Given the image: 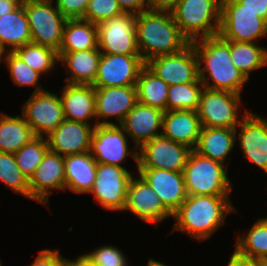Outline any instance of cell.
Masks as SVG:
<instances>
[{
  "mask_svg": "<svg viewBox=\"0 0 267 266\" xmlns=\"http://www.w3.org/2000/svg\"><path fill=\"white\" fill-rule=\"evenodd\" d=\"M191 43L198 57L199 79L204 88L240 94L242 87L249 80L231 61L230 40L216 35L203 37Z\"/></svg>",
  "mask_w": 267,
  "mask_h": 266,
  "instance_id": "cell-1",
  "label": "cell"
},
{
  "mask_svg": "<svg viewBox=\"0 0 267 266\" xmlns=\"http://www.w3.org/2000/svg\"><path fill=\"white\" fill-rule=\"evenodd\" d=\"M230 195H188L172 214L176 219L173 231L179 230L201 241L210 238L235 211Z\"/></svg>",
  "mask_w": 267,
  "mask_h": 266,
  "instance_id": "cell-2",
  "label": "cell"
},
{
  "mask_svg": "<svg viewBox=\"0 0 267 266\" xmlns=\"http://www.w3.org/2000/svg\"><path fill=\"white\" fill-rule=\"evenodd\" d=\"M135 30L144 63L158 56L179 52L190 43L169 11L148 9L141 12L136 15Z\"/></svg>",
  "mask_w": 267,
  "mask_h": 266,
  "instance_id": "cell-3",
  "label": "cell"
},
{
  "mask_svg": "<svg viewBox=\"0 0 267 266\" xmlns=\"http://www.w3.org/2000/svg\"><path fill=\"white\" fill-rule=\"evenodd\" d=\"M222 0H180L171 11L181 33L189 40L219 33ZM213 22V23H212Z\"/></svg>",
  "mask_w": 267,
  "mask_h": 266,
  "instance_id": "cell-4",
  "label": "cell"
},
{
  "mask_svg": "<svg viewBox=\"0 0 267 266\" xmlns=\"http://www.w3.org/2000/svg\"><path fill=\"white\" fill-rule=\"evenodd\" d=\"M224 167L193 149L183 169L187 195H230L232 183Z\"/></svg>",
  "mask_w": 267,
  "mask_h": 266,
  "instance_id": "cell-5",
  "label": "cell"
},
{
  "mask_svg": "<svg viewBox=\"0 0 267 266\" xmlns=\"http://www.w3.org/2000/svg\"><path fill=\"white\" fill-rule=\"evenodd\" d=\"M54 0H25L31 43L59 52L63 28L67 18L59 11Z\"/></svg>",
  "mask_w": 267,
  "mask_h": 266,
  "instance_id": "cell-6",
  "label": "cell"
},
{
  "mask_svg": "<svg viewBox=\"0 0 267 266\" xmlns=\"http://www.w3.org/2000/svg\"><path fill=\"white\" fill-rule=\"evenodd\" d=\"M218 35L224 40L256 43L267 36V21L238 0H222Z\"/></svg>",
  "mask_w": 267,
  "mask_h": 266,
  "instance_id": "cell-7",
  "label": "cell"
},
{
  "mask_svg": "<svg viewBox=\"0 0 267 266\" xmlns=\"http://www.w3.org/2000/svg\"><path fill=\"white\" fill-rule=\"evenodd\" d=\"M240 101L241 94L204 88L197 109L202 126L236 129Z\"/></svg>",
  "mask_w": 267,
  "mask_h": 266,
  "instance_id": "cell-8",
  "label": "cell"
},
{
  "mask_svg": "<svg viewBox=\"0 0 267 266\" xmlns=\"http://www.w3.org/2000/svg\"><path fill=\"white\" fill-rule=\"evenodd\" d=\"M136 15L122 13L97 25L102 54L140 55L135 30Z\"/></svg>",
  "mask_w": 267,
  "mask_h": 266,
  "instance_id": "cell-9",
  "label": "cell"
},
{
  "mask_svg": "<svg viewBox=\"0 0 267 266\" xmlns=\"http://www.w3.org/2000/svg\"><path fill=\"white\" fill-rule=\"evenodd\" d=\"M192 150L184 144L159 135L138 148L137 168L183 172Z\"/></svg>",
  "mask_w": 267,
  "mask_h": 266,
  "instance_id": "cell-10",
  "label": "cell"
},
{
  "mask_svg": "<svg viewBox=\"0 0 267 266\" xmlns=\"http://www.w3.org/2000/svg\"><path fill=\"white\" fill-rule=\"evenodd\" d=\"M125 135L120 125H96L90 139L89 153L101 164L123 167L121 163L128 154L138 163V148L129 149Z\"/></svg>",
  "mask_w": 267,
  "mask_h": 266,
  "instance_id": "cell-11",
  "label": "cell"
},
{
  "mask_svg": "<svg viewBox=\"0 0 267 266\" xmlns=\"http://www.w3.org/2000/svg\"><path fill=\"white\" fill-rule=\"evenodd\" d=\"M145 65L169 86L201 82L198 57L191 42L179 52L155 57Z\"/></svg>",
  "mask_w": 267,
  "mask_h": 266,
  "instance_id": "cell-12",
  "label": "cell"
},
{
  "mask_svg": "<svg viewBox=\"0 0 267 266\" xmlns=\"http://www.w3.org/2000/svg\"><path fill=\"white\" fill-rule=\"evenodd\" d=\"M132 173L124 167L97 164L96 178L89 193L107 210H124Z\"/></svg>",
  "mask_w": 267,
  "mask_h": 266,
  "instance_id": "cell-13",
  "label": "cell"
},
{
  "mask_svg": "<svg viewBox=\"0 0 267 266\" xmlns=\"http://www.w3.org/2000/svg\"><path fill=\"white\" fill-rule=\"evenodd\" d=\"M22 110L26 122L39 137L48 136L65 119L61 98L47 90L33 92Z\"/></svg>",
  "mask_w": 267,
  "mask_h": 266,
  "instance_id": "cell-14",
  "label": "cell"
},
{
  "mask_svg": "<svg viewBox=\"0 0 267 266\" xmlns=\"http://www.w3.org/2000/svg\"><path fill=\"white\" fill-rule=\"evenodd\" d=\"M145 65L140 55L102 54L94 88L135 86Z\"/></svg>",
  "mask_w": 267,
  "mask_h": 266,
  "instance_id": "cell-15",
  "label": "cell"
},
{
  "mask_svg": "<svg viewBox=\"0 0 267 266\" xmlns=\"http://www.w3.org/2000/svg\"><path fill=\"white\" fill-rule=\"evenodd\" d=\"M240 133L236 138L240 143L244 157L267 173V117L245 110L242 114Z\"/></svg>",
  "mask_w": 267,
  "mask_h": 266,
  "instance_id": "cell-16",
  "label": "cell"
},
{
  "mask_svg": "<svg viewBox=\"0 0 267 266\" xmlns=\"http://www.w3.org/2000/svg\"><path fill=\"white\" fill-rule=\"evenodd\" d=\"M53 188L65 191L64 157L49 149L29 179L30 199L48 206Z\"/></svg>",
  "mask_w": 267,
  "mask_h": 266,
  "instance_id": "cell-17",
  "label": "cell"
},
{
  "mask_svg": "<svg viewBox=\"0 0 267 266\" xmlns=\"http://www.w3.org/2000/svg\"><path fill=\"white\" fill-rule=\"evenodd\" d=\"M124 210L132 212L147 223H157L172 216L156 192L140 175L139 178L130 179Z\"/></svg>",
  "mask_w": 267,
  "mask_h": 266,
  "instance_id": "cell-18",
  "label": "cell"
},
{
  "mask_svg": "<svg viewBox=\"0 0 267 266\" xmlns=\"http://www.w3.org/2000/svg\"><path fill=\"white\" fill-rule=\"evenodd\" d=\"M95 95V126L115 125L113 122L105 121L109 117H116L115 120L120 125L127 113L138 102L136 86L95 88ZM100 118L104 120L100 121Z\"/></svg>",
  "mask_w": 267,
  "mask_h": 266,
  "instance_id": "cell-19",
  "label": "cell"
},
{
  "mask_svg": "<svg viewBox=\"0 0 267 266\" xmlns=\"http://www.w3.org/2000/svg\"><path fill=\"white\" fill-rule=\"evenodd\" d=\"M138 174L150 185L163 206L173 214L187 198L183 172L138 168Z\"/></svg>",
  "mask_w": 267,
  "mask_h": 266,
  "instance_id": "cell-20",
  "label": "cell"
},
{
  "mask_svg": "<svg viewBox=\"0 0 267 266\" xmlns=\"http://www.w3.org/2000/svg\"><path fill=\"white\" fill-rule=\"evenodd\" d=\"M64 119L47 137L48 147L63 157L89 151L95 125Z\"/></svg>",
  "mask_w": 267,
  "mask_h": 266,
  "instance_id": "cell-21",
  "label": "cell"
},
{
  "mask_svg": "<svg viewBox=\"0 0 267 266\" xmlns=\"http://www.w3.org/2000/svg\"><path fill=\"white\" fill-rule=\"evenodd\" d=\"M164 111L137 102L127 113L120 126L139 148L142 144L161 135Z\"/></svg>",
  "mask_w": 267,
  "mask_h": 266,
  "instance_id": "cell-22",
  "label": "cell"
},
{
  "mask_svg": "<svg viewBox=\"0 0 267 266\" xmlns=\"http://www.w3.org/2000/svg\"><path fill=\"white\" fill-rule=\"evenodd\" d=\"M202 124L197 111L171 110L165 111L162 120L161 135L174 142L195 149L201 133Z\"/></svg>",
  "mask_w": 267,
  "mask_h": 266,
  "instance_id": "cell-23",
  "label": "cell"
},
{
  "mask_svg": "<svg viewBox=\"0 0 267 266\" xmlns=\"http://www.w3.org/2000/svg\"><path fill=\"white\" fill-rule=\"evenodd\" d=\"M60 98L65 119L86 124L96 119V95L92 85L66 83Z\"/></svg>",
  "mask_w": 267,
  "mask_h": 266,
  "instance_id": "cell-24",
  "label": "cell"
},
{
  "mask_svg": "<svg viewBox=\"0 0 267 266\" xmlns=\"http://www.w3.org/2000/svg\"><path fill=\"white\" fill-rule=\"evenodd\" d=\"M101 55L99 48L75 52H58L59 62H62L63 66H66V71L71 74L66 78V83L93 85Z\"/></svg>",
  "mask_w": 267,
  "mask_h": 266,
  "instance_id": "cell-25",
  "label": "cell"
},
{
  "mask_svg": "<svg viewBox=\"0 0 267 266\" xmlns=\"http://www.w3.org/2000/svg\"><path fill=\"white\" fill-rule=\"evenodd\" d=\"M97 162L89 151L64 157L65 190L89 193L96 178Z\"/></svg>",
  "mask_w": 267,
  "mask_h": 266,
  "instance_id": "cell-26",
  "label": "cell"
},
{
  "mask_svg": "<svg viewBox=\"0 0 267 266\" xmlns=\"http://www.w3.org/2000/svg\"><path fill=\"white\" fill-rule=\"evenodd\" d=\"M31 43V33L24 2L14 11L0 15V51L14 52L17 48Z\"/></svg>",
  "mask_w": 267,
  "mask_h": 266,
  "instance_id": "cell-27",
  "label": "cell"
},
{
  "mask_svg": "<svg viewBox=\"0 0 267 266\" xmlns=\"http://www.w3.org/2000/svg\"><path fill=\"white\" fill-rule=\"evenodd\" d=\"M237 128H218L202 126L196 148L200 155L225 163L228 154L233 151L236 142Z\"/></svg>",
  "mask_w": 267,
  "mask_h": 266,
  "instance_id": "cell-28",
  "label": "cell"
},
{
  "mask_svg": "<svg viewBox=\"0 0 267 266\" xmlns=\"http://www.w3.org/2000/svg\"><path fill=\"white\" fill-rule=\"evenodd\" d=\"M98 48L97 25L88 20L67 19L59 52H75Z\"/></svg>",
  "mask_w": 267,
  "mask_h": 266,
  "instance_id": "cell-29",
  "label": "cell"
},
{
  "mask_svg": "<svg viewBox=\"0 0 267 266\" xmlns=\"http://www.w3.org/2000/svg\"><path fill=\"white\" fill-rule=\"evenodd\" d=\"M35 137L23 115L0 114V152L14 154Z\"/></svg>",
  "mask_w": 267,
  "mask_h": 266,
  "instance_id": "cell-30",
  "label": "cell"
},
{
  "mask_svg": "<svg viewBox=\"0 0 267 266\" xmlns=\"http://www.w3.org/2000/svg\"><path fill=\"white\" fill-rule=\"evenodd\" d=\"M135 86L138 102L164 112L166 111L169 85L146 65L141 68Z\"/></svg>",
  "mask_w": 267,
  "mask_h": 266,
  "instance_id": "cell-31",
  "label": "cell"
},
{
  "mask_svg": "<svg viewBox=\"0 0 267 266\" xmlns=\"http://www.w3.org/2000/svg\"><path fill=\"white\" fill-rule=\"evenodd\" d=\"M231 61L249 80L250 72L267 66V49L251 42L230 40Z\"/></svg>",
  "mask_w": 267,
  "mask_h": 266,
  "instance_id": "cell-32",
  "label": "cell"
},
{
  "mask_svg": "<svg viewBox=\"0 0 267 266\" xmlns=\"http://www.w3.org/2000/svg\"><path fill=\"white\" fill-rule=\"evenodd\" d=\"M235 252L244 258H267V218L257 220L248 234L238 235Z\"/></svg>",
  "mask_w": 267,
  "mask_h": 266,
  "instance_id": "cell-33",
  "label": "cell"
},
{
  "mask_svg": "<svg viewBox=\"0 0 267 266\" xmlns=\"http://www.w3.org/2000/svg\"><path fill=\"white\" fill-rule=\"evenodd\" d=\"M14 52L41 76L51 72L59 62L57 51L34 43L25 44Z\"/></svg>",
  "mask_w": 267,
  "mask_h": 266,
  "instance_id": "cell-34",
  "label": "cell"
},
{
  "mask_svg": "<svg viewBox=\"0 0 267 266\" xmlns=\"http://www.w3.org/2000/svg\"><path fill=\"white\" fill-rule=\"evenodd\" d=\"M203 89L202 82L169 86L166 111L182 109L197 111Z\"/></svg>",
  "mask_w": 267,
  "mask_h": 266,
  "instance_id": "cell-35",
  "label": "cell"
},
{
  "mask_svg": "<svg viewBox=\"0 0 267 266\" xmlns=\"http://www.w3.org/2000/svg\"><path fill=\"white\" fill-rule=\"evenodd\" d=\"M49 150L47 139L36 136L20 150L14 153V157L20 171L28 178L33 175L36 168Z\"/></svg>",
  "mask_w": 267,
  "mask_h": 266,
  "instance_id": "cell-36",
  "label": "cell"
},
{
  "mask_svg": "<svg viewBox=\"0 0 267 266\" xmlns=\"http://www.w3.org/2000/svg\"><path fill=\"white\" fill-rule=\"evenodd\" d=\"M0 181L30 199L29 180L17 166L13 153L0 152Z\"/></svg>",
  "mask_w": 267,
  "mask_h": 266,
  "instance_id": "cell-37",
  "label": "cell"
},
{
  "mask_svg": "<svg viewBox=\"0 0 267 266\" xmlns=\"http://www.w3.org/2000/svg\"><path fill=\"white\" fill-rule=\"evenodd\" d=\"M6 53V54H5ZM3 57L4 60H3ZM2 61L10 71L12 80L18 86H36L34 93L45 90L38 83L40 74L26 64L15 52L6 51L2 53Z\"/></svg>",
  "mask_w": 267,
  "mask_h": 266,
  "instance_id": "cell-38",
  "label": "cell"
},
{
  "mask_svg": "<svg viewBox=\"0 0 267 266\" xmlns=\"http://www.w3.org/2000/svg\"><path fill=\"white\" fill-rule=\"evenodd\" d=\"M122 13L123 11L119 7L117 0H90L82 19L98 25L104 20Z\"/></svg>",
  "mask_w": 267,
  "mask_h": 266,
  "instance_id": "cell-39",
  "label": "cell"
},
{
  "mask_svg": "<svg viewBox=\"0 0 267 266\" xmlns=\"http://www.w3.org/2000/svg\"><path fill=\"white\" fill-rule=\"evenodd\" d=\"M84 256L96 266H128L123 252L112 245L102 246Z\"/></svg>",
  "mask_w": 267,
  "mask_h": 266,
  "instance_id": "cell-40",
  "label": "cell"
},
{
  "mask_svg": "<svg viewBox=\"0 0 267 266\" xmlns=\"http://www.w3.org/2000/svg\"><path fill=\"white\" fill-rule=\"evenodd\" d=\"M90 0H55L59 11L67 19L83 18Z\"/></svg>",
  "mask_w": 267,
  "mask_h": 266,
  "instance_id": "cell-41",
  "label": "cell"
},
{
  "mask_svg": "<svg viewBox=\"0 0 267 266\" xmlns=\"http://www.w3.org/2000/svg\"><path fill=\"white\" fill-rule=\"evenodd\" d=\"M35 261L29 266H66V258L60 254L58 249H43Z\"/></svg>",
  "mask_w": 267,
  "mask_h": 266,
  "instance_id": "cell-42",
  "label": "cell"
},
{
  "mask_svg": "<svg viewBox=\"0 0 267 266\" xmlns=\"http://www.w3.org/2000/svg\"><path fill=\"white\" fill-rule=\"evenodd\" d=\"M117 2L124 13L138 15L149 9L148 0H117Z\"/></svg>",
  "mask_w": 267,
  "mask_h": 266,
  "instance_id": "cell-43",
  "label": "cell"
},
{
  "mask_svg": "<svg viewBox=\"0 0 267 266\" xmlns=\"http://www.w3.org/2000/svg\"><path fill=\"white\" fill-rule=\"evenodd\" d=\"M243 8L249 9L267 21V0H238Z\"/></svg>",
  "mask_w": 267,
  "mask_h": 266,
  "instance_id": "cell-44",
  "label": "cell"
},
{
  "mask_svg": "<svg viewBox=\"0 0 267 266\" xmlns=\"http://www.w3.org/2000/svg\"><path fill=\"white\" fill-rule=\"evenodd\" d=\"M180 0H148L149 10L171 12Z\"/></svg>",
  "mask_w": 267,
  "mask_h": 266,
  "instance_id": "cell-45",
  "label": "cell"
},
{
  "mask_svg": "<svg viewBox=\"0 0 267 266\" xmlns=\"http://www.w3.org/2000/svg\"><path fill=\"white\" fill-rule=\"evenodd\" d=\"M227 266H253V259L241 257L234 251Z\"/></svg>",
  "mask_w": 267,
  "mask_h": 266,
  "instance_id": "cell-46",
  "label": "cell"
},
{
  "mask_svg": "<svg viewBox=\"0 0 267 266\" xmlns=\"http://www.w3.org/2000/svg\"><path fill=\"white\" fill-rule=\"evenodd\" d=\"M20 4L19 0H0V15L14 11Z\"/></svg>",
  "mask_w": 267,
  "mask_h": 266,
  "instance_id": "cell-47",
  "label": "cell"
},
{
  "mask_svg": "<svg viewBox=\"0 0 267 266\" xmlns=\"http://www.w3.org/2000/svg\"><path fill=\"white\" fill-rule=\"evenodd\" d=\"M66 266H96L84 255L78 256L75 260L66 259Z\"/></svg>",
  "mask_w": 267,
  "mask_h": 266,
  "instance_id": "cell-48",
  "label": "cell"
},
{
  "mask_svg": "<svg viewBox=\"0 0 267 266\" xmlns=\"http://www.w3.org/2000/svg\"><path fill=\"white\" fill-rule=\"evenodd\" d=\"M253 266H267V258L253 259Z\"/></svg>",
  "mask_w": 267,
  "mask_h": 266,
  "instance_id": "cell-49",
  "label": "cell"
},
{
  "mask_svg": "<svg viewBox=\"0 0 267 266\" xmlns=\"http://www.w3.org/2000/svg\"><path fill=\"white\" fill-rule=\"evenodd\" d=\"M147 266H167L159 261H156L155 259H149Z\"/></svg>",
  "mask_w": 267,
  "mask_h": 266,
  "instance_id": "cell-50",
  "label": "cell"
},
{
  "mask_svg": "<svg viewBox=\"0 0 267 266\" xmlns=\"http://www.w3.org/2000/svg\"><path fill=\"white\" fill-rule=\"evenodd\" d=\"M0 62H2V52L0 51Z\"/></svg>",
  "mask_w": 267,
  "mask_h": 266,
  "instance_id": "cell-51",
  "label": "cell"
}]
</instances>
